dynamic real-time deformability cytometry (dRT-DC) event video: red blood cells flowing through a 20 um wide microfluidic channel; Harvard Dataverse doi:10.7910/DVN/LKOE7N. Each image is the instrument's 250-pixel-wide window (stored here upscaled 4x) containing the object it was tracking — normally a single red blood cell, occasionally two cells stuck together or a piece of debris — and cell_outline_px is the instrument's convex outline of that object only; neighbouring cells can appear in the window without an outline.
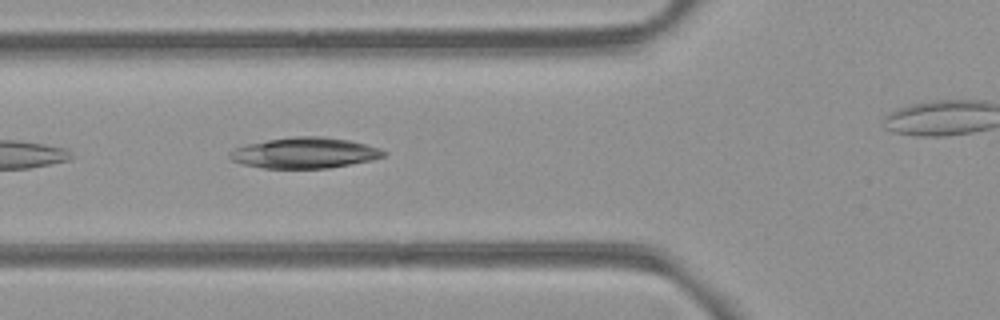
{"species": "common noctule bat (a hibernating species)", "species_latin": "Nyctalus noctula", "temperature_condition": "room temperature", "stored_images_in_passage": 6, "camera_frame_rate_fps": 3000, "um_per_image_px": 0.085, "animal": {"sex": "female", "body_mass_g": 21.9}, "frame": {"image": 1, "passage_image": 5, "time_ms": 5.333, "image_size_px": [1000, 320], "cell_outline_px": [[388, 152], [384, 156], [372, 160], [328, 168], [264, 168], [240, 164], [232, 160], [228, 156], [236, 148], [248, 144], [268, 140], [292, 136], [320, 136], [348, 140], [380, 148]], "centroid_in_image_um": [25.91, 13.0], "position_along_channel_um": 99.9, "area_um2": 27.4}}